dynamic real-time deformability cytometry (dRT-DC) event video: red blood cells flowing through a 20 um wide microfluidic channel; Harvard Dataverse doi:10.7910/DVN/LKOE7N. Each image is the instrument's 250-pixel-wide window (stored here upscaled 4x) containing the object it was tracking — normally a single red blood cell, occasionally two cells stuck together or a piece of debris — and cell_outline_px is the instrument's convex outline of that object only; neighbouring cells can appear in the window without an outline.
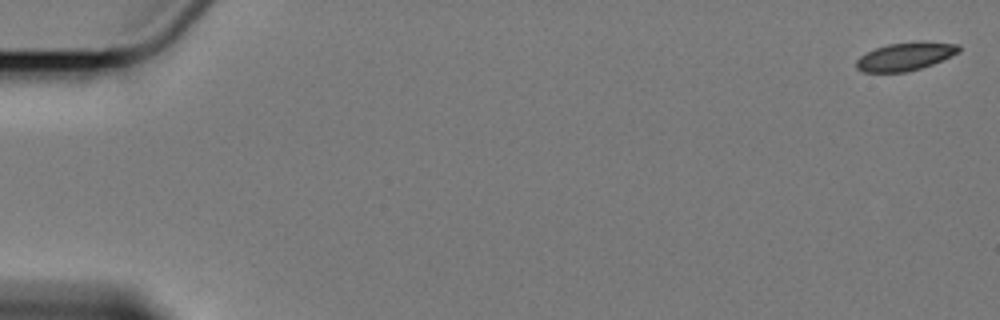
{"species": "Egyptian fruit bat (a non-hibernating species)", "species_latin": "Rousettus aegyptiacus", "temperature_condition": "cold", "stored_images_in_passage": 5, "camera_frame_rate_fps": 3000, "um_per_image_px": 0.085, "animal": {"sex": "female"}, "frame": {"image": 1, "passage_image": 1, "time_ms": 0.0, "image_size_px": [1000, 320], "cell_outline_px": [[960, 52], [932, 64], [908, 72], [864, 72], [856, 68], [856, 60], [860, 56], [876, 48], [888, 44], [920, 40], [924, 40], [960, 44]], "centroid_in_image_um": [76.99, 4.78], "position_along_channel_um": 8.0, "area_um2": 16.99}}
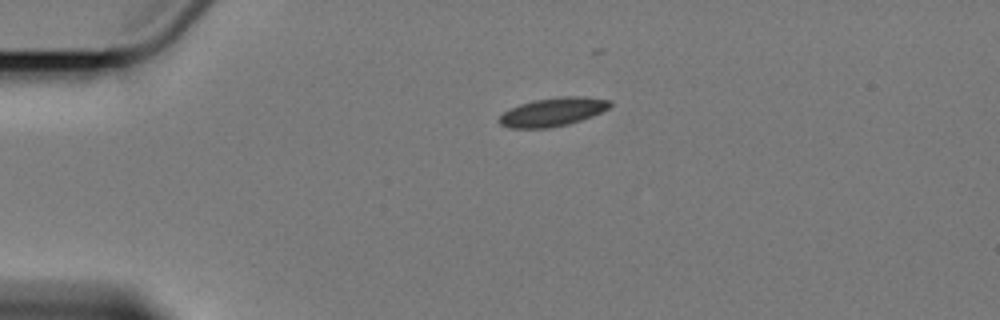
{"frame": {"image": 2, "passage_image": 4, "time_ms": 4.333, "image_size_px": [1000, 320], "cell_outline_px": [[612, 104], [608, 108], [592, 116], [568, 124], [548, 128], [508, 128], [500, 124], [496, 120], [504, 112], [520, 104], [536, 100], [560, 96], [584, 96], [612, 100]], "centroid_in_image_um": [46.99, 9.51], "position_along_channel_um": 38.0, "area_um2": 18.38}}